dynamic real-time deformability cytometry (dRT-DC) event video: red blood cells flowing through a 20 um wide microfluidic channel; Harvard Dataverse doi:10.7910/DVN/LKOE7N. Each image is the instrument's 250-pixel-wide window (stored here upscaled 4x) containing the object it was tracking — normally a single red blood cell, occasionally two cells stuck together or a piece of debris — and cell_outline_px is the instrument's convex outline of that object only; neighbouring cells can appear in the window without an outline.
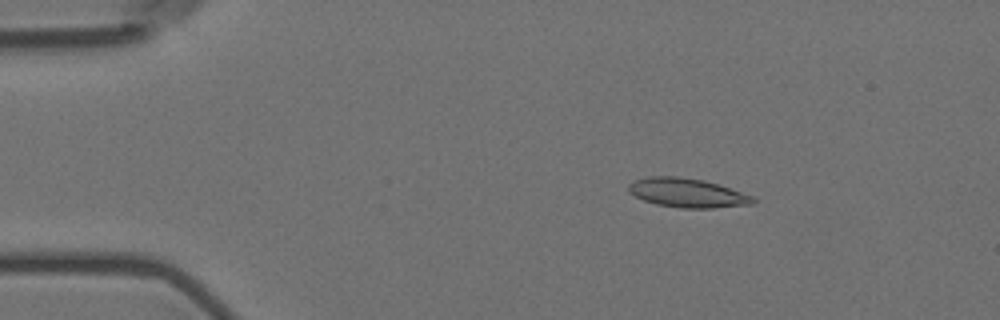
{"species": "Egyptian fruit bat (a non-hibernating species)", "species_latin": "Rousettus aegyptiacus", "temperature_condition": "room temperature", "stored_images_in_passage": 56, "camera_frame_rate_fps": 3000, "um_per_image_px": 0.085, "animal": {"sex": "female"}, "frame": {"image": 1, "passage_image": 9, "time_ms": 2.667, "image_size_px": [1000, 320], "cell_outline_px": [[756, 200], [752, 204], [712, 208], [680, 208], [656, 204], [644, 200], [628, 192], [628, 184], [636, 180], [648, 176], [676, 176], [704, 180], [756, 196]], "centroid_in_image_um": [58.44, 16.39], "position_along_channel_um": 26.6, "area_um2": 21.15}}
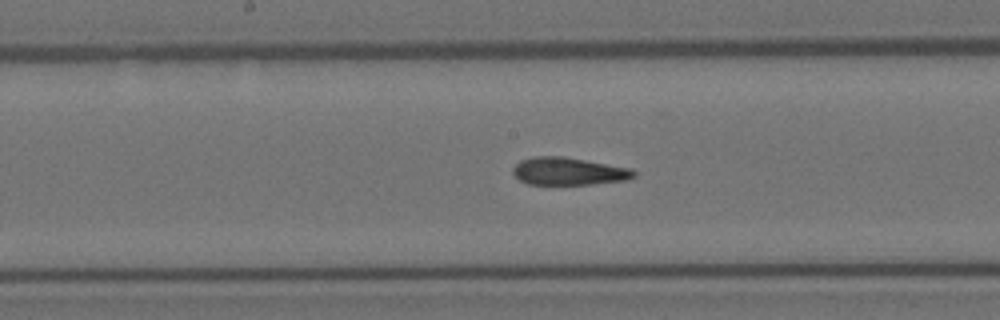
{"frame": {"image": 2, "passage_image": 29, "time_ms": 9.333, "image_size_px": [1000, 320], "cell_outline_px": [[636, 176], [624, 180], [592, 184], [528, 184], [520, 180], [512, 172], [512, 168], [520, 160], [532, 156], [564, 156], [632, 168], [636, 172]], "centroid_in_image_um": [48.32, 14.54], "position_along_channel_um": 199.9, "area_um2": 19.54}}
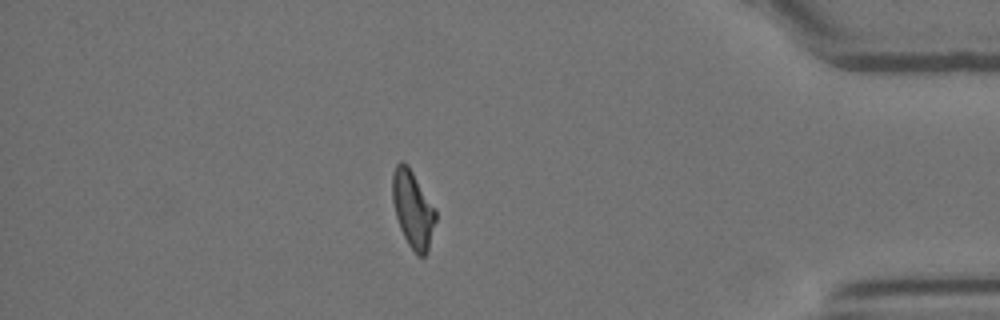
{"frame": {"image": 3, "passage_image": 49, "time_ms": 16.0, "image_size_px": [1000, 320], "cell_outline_px": [[436, 220], [428, 252], [424, 256], [416, 256], [408, 244], [400, 228], [396, 216], [392, 200], [392, 172], [396, 164], [400, 160], [404, 160], [408, 164], [436, 208]], "centroid_in_image_um": [35.09, 17.75], "position_along_channel_um": 400.1, "area_um2": 19.83}, "authors_computed_cell_mechanics": {"area_um2": 19.9699, "velocity_mm_per_s": 3.5802, "shape_relaxation_time_tau1_ms": null, "shape_relaxation_time_tau2_ms": 2.35, "deformation_change_tau1": null, "deformation_change_tau2": 0.1112}}